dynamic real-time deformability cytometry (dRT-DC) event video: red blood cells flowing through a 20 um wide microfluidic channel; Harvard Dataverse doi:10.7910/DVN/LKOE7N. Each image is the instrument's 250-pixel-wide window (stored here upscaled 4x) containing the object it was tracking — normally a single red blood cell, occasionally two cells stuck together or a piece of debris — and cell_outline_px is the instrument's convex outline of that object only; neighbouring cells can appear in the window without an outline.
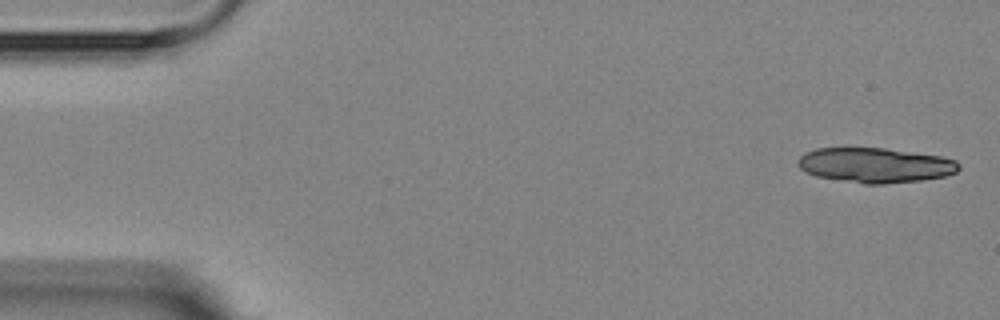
{"species": "Egyptian fruit bat (a non-hibernating species)", "species_latin": "Rousettus aegyptiacus", "temperature_condition": "room temperature", "stored_images_in_passage": 4, "camera_frame_rate_fps": 3000, "um_per_image_px": 0.085, "animal": {"sex": "female"}, "frame": {"image": 1, "passage_image": 1, "time_ms": 0.0, "image_size_px": [1000, 320], "cell_outline_px": [[960, 168], [956, 172], [944, 176], [924, 180], [884, 184], [864, 184], [816, 176], [804, 172], [796, 164], [796, 160], [804, 152], [816, 148], [884, 148], [940, 156], [956, 160], [960, 164]], "centroid_in_image_um": [74.36, 14.04], "position_along_channel_um": 10.6, "area_um2": 32.95}}